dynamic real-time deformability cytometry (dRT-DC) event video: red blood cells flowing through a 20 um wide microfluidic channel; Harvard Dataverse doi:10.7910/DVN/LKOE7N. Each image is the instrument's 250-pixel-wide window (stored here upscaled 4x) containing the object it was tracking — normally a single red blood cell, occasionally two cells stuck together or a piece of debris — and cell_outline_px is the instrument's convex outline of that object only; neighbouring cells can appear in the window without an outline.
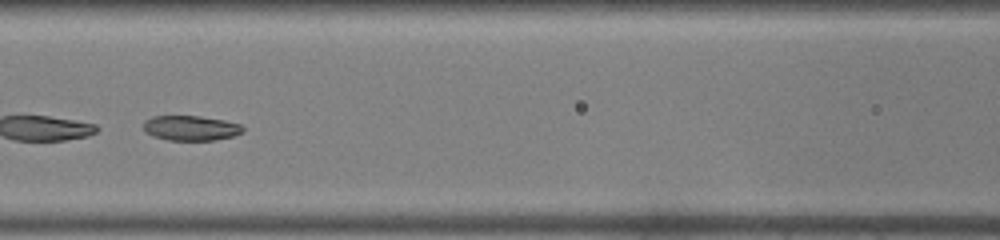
{"species": "common noctule bat (a hibernating species)", "species_latin": "Nyctalus noctula", "temperature_condition": "warm", "stored_images_in_passage": 29, "camera_frame_rate_fps": 3000, "um_per_image_px": 0.085, "animal": {"sex": "male", "body_mass_g": 19.0, "forearm_length_mm": 50.8}, "frame": {"image": 1, "passage_image": 9, "time_ms": 2.667, "image_size_px": [1000, 240], "cell_outline_px": [[244, 132], [232, 136], [212, 140], [168, 140], [152, 136], [144, 132], [144, 120], [152, 116], [200, 116], [224, 120], [240, 124], [244, 128]], "centroid_in_image_um": [16.19, 10.88], "position_along_channel_um": 150.4, "area_um2": 14.51}}